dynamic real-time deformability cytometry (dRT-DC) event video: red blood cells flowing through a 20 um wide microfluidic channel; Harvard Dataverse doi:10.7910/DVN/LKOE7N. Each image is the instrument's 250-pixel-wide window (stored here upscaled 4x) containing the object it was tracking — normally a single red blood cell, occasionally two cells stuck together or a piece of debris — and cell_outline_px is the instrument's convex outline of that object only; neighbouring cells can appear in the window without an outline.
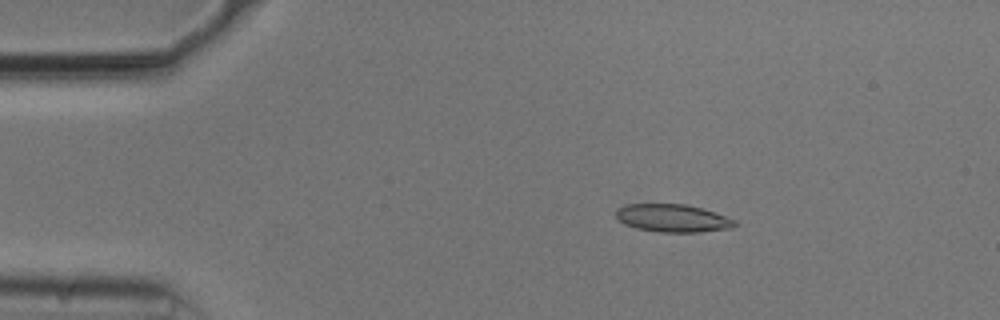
{"species": "common noctule bat (a hibernating species)", "species_latin": "Nyctalus noctula", "temperature_condition": "cold", "stored_images_in_passage": 50, "camera_frame_rate_fps": 3000, "um_per_image_px": 0.085, "animal": {"sex": "male", "body_mass_g": 20.5, "forearm_length_mm": 52.5}, "frame": {"image": 1, "passage_image": 8, "time_ms": 2.333, "image_size_px": [1000, 320], "cell_outline_px": [[736, 224], [732, 228], [700, 232], [660, 232], [636, 228], [624, 224], [616, 216], [616, 208], [624, 204], [684, 204], [700, 208], [736, 220]], "centroid_in_image_um": [57.14, 18.54], "position_along_channel_um": 27.9, "area_um2": 19.13}, "authors_computed_cell_mechanics": {"area_um2": 16.9643, "velocity_mm_per_s": 3.712, "shape_relaxation_time_tau1_ms": 4.5433, "shape_relaxation_time_tau2_ms": 7.0073, "deformation_change_tau1": 0.0782, "deformation_change_tau2": 0.1027}}